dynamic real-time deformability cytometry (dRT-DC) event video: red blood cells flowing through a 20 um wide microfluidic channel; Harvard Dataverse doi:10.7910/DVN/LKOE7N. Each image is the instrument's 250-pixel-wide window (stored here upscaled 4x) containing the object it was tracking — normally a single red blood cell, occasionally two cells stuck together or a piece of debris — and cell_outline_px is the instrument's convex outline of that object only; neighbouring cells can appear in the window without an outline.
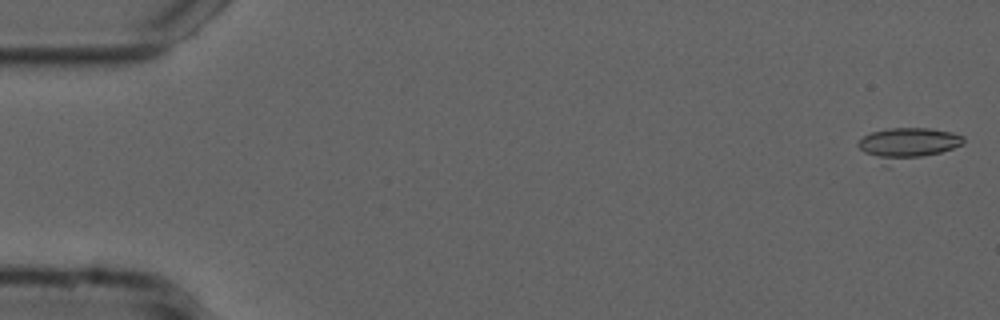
{"species": "common noctule bat (a hibernating species)", "species_latin": "Nyctalus noctula", "temperature_condition": "cold", "stored_images_in_passage": 54, "camera_frame_rate_fps": 3000, "um_per_image_px": 0.085, "animal": {"sex": "male", "forearm_length_mm": 52.5}, "frame": {"image": 1, "passage_image": 1, "time_ms": 0.0, "image_size_px": [1000, 320], "cell_outline_px": [[964, 144], [940, 152], [888, 168], [884, 168], [864, 152], [856, 144], [864, 136], [872, 132], [888, 128], [928, 128], [952, 132], [964, 136]], "centroid_in_image_um": [77.09, 12.28], "position_along_channel_um": 7.9, "area_um2": 20.29}}
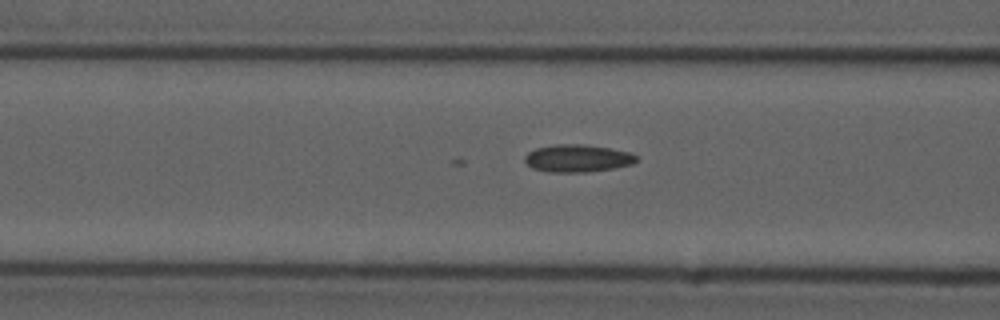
{"frame": {"image": 2, "passage_image": 21, "time_ms": 6.667, "image_size_px": [1000, 320], "cell_outline_px": [[640, 160], [632, 164], [612, 168], [588, 172], [548, 172], [532, 168], [524, 160], [524, 156], [528, 152], [536, 148], [556, 144], [584, 144], [632, 152], [640, 156]], "centroid_in_image_um": [49.13, 13.45], "position_along_channel_um": 117.5, "area_um2": 18.09}}
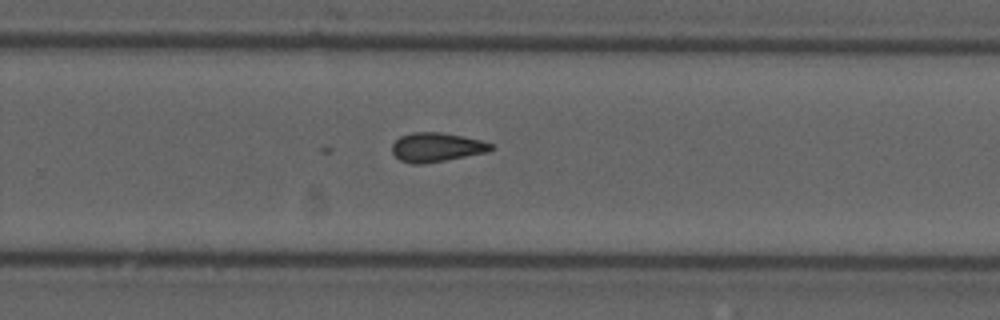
{"frame": {"image": 3, "passage_image": 35, "time_ms": 11.333, "image_size_px": [1000, 320], "cell_outline_px": [[496, 148], [488, 152], [444, 160], [420, 164], [412, 164], [400, 160], [392, 152], [392, 144], [400, 136], [412, 132], [440, 132], [480, 140], [492, 144]], "centroid_in_image_um": [37.1, 12.51], "position_along_channel_um": 292.7, "area_um2": 16.65}}